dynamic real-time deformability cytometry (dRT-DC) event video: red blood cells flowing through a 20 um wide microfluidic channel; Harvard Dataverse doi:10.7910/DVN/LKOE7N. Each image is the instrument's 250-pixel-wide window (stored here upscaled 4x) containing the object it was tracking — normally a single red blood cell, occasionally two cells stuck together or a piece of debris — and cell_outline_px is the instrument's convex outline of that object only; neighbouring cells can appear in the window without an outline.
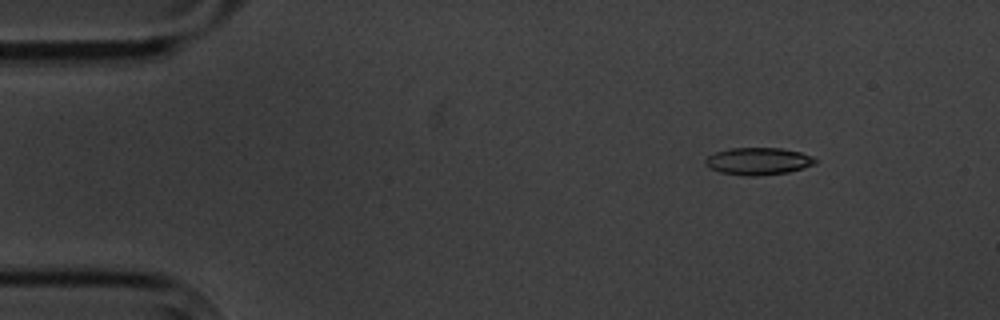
{"species": "common noctule bat (a hibernating species)", "species_latin": "Nyctalus noctula", "temperature_condition": "cold", "stored_images_in_passage": 5, "camera_frame_rate_fps": 3000, "um_per_image_px": 0.085, "animal": {"sex": "male", "body_mass_g": 20.1, "forearm_length_mm": 53.5}, "frame": {"image": 1, "passage_image": 2, "time_ms": 1.0, "image_size_px": [1000, 320], "cell_outline_px": [[820, 160], [816, 164], [804, 168], [788, 172], [756, 176], [744, 176], [720, 172], [708, 168], [704, 164], [704, 160], [708, 156], [716, 152], [728, 148], [780, 148], [800, 152], [812, 156]], "centroid_in_image_um": [64.46, 13.7], "position_along_channel_um": 20.5, "area_um2": 17.69}}
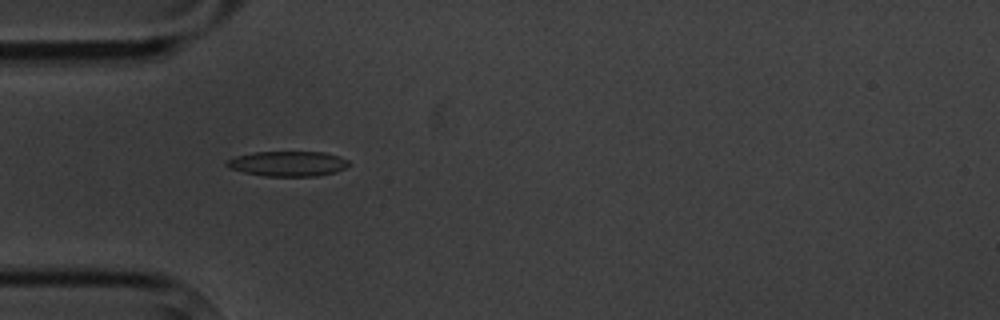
{"frame": {"image": 2, "passage_image": 4, "time_ms": 4.333, "image_size_px": [1000, 320], "cell_outline_px": [[352, 164], [336, 172], [316, 176], [264, 176], [244, 172], [228, 168], [224, 164], [228, 160], [236, 156], [256, 152], [324, 152], [340, 156], [348, 160]], "centroid_in_image_um": [24.49, 13.91], "position_along_channel_um": 60.5, "area_um2": 17.92}}
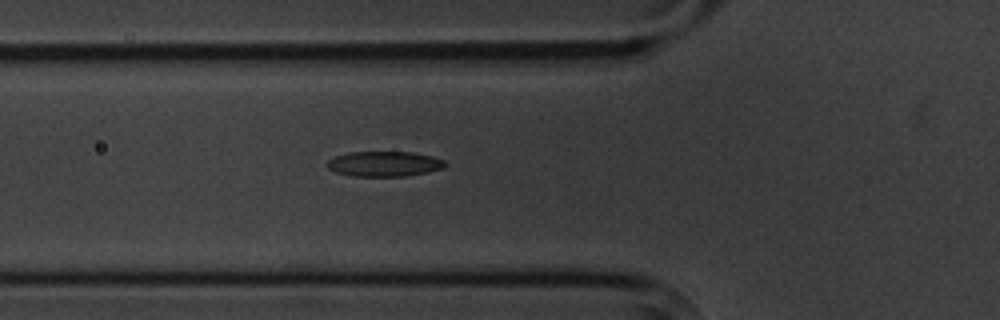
{"frame": {"image": 3, "passage_image": 5, "time_ms": 5.333, "image_size_px": [1000, 320], "cell_outline_px": [[448, 164], [444, 168], [428, 172], [404, 176], [352, 176], [336, 172], [328, 168], [324, 164], [328, 160], [336, 156], [348, 152], [412, 152], [432, 156], [444, 160]], "centroid_in_image_um": [32.66, 13.93], "position_along_channel_um": 93.1, "area_um2": 17.4}}